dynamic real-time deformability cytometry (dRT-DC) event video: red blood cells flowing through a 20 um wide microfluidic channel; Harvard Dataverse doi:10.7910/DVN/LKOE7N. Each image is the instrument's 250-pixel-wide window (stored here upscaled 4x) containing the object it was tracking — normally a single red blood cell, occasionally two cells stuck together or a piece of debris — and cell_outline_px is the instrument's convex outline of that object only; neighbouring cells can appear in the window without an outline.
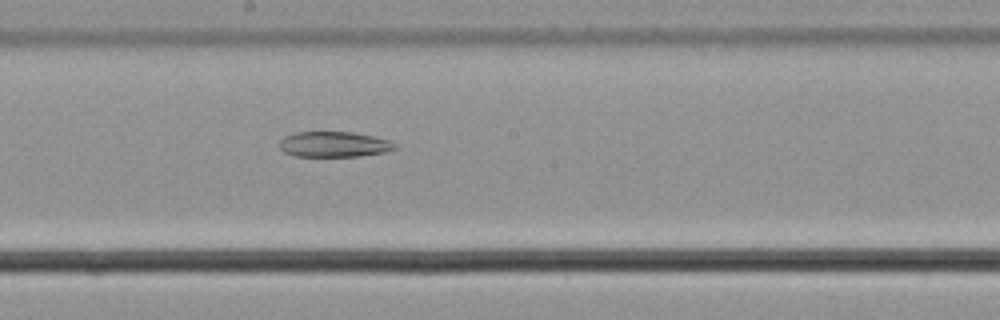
{"species": "common noctule bat (a hibernating species)", "species_latin": "Nyctalus noctula", "temperature_condition": "cold", "stored_images_in_passage": 55, "camera_frame_rate_fps": 3000, "um_per_image_px": 0.085, "animal": {"sex": "male", "body_mass_g": 21.5, "forearm_length_mm": 52.0}, "frame": {"image": 1, "passage_image": 30, "time_ms": 9.667, "image_size_px": [1000, 320], "cell_outline_px": [[396, 148], [384, 152], [360, 156], [296, 156], [284, 152], [280, 148], [280, 140], [284, 136], [296, 132], [352, 132], [372, 136], [388, 140], [396, 144]], "centroid_in_image_um": [28.37, 12.26], "position_along_channel_um": 219.8, "area_um2": 16.99}}
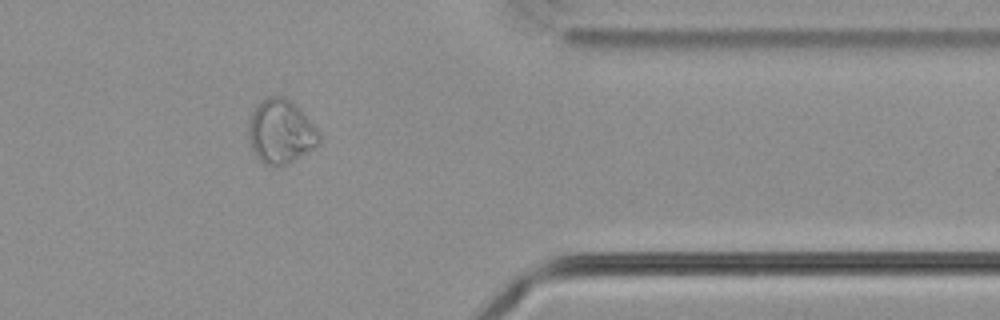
{"frame": {"image": 2, "passage_image": 45, "time_ms": 14.667, "image_size_px": [1000, 320], "cell_outline_px": [[320, 144], [316, 148], [288, 164], [280, 168], [272, 168], [264, 164], [256, 156], [252, 148], [248, 132], [248, 120], [256, 104], [268, 96], [284, 96], [320, 132]], "centroid_in_image_um": [23.85, 11.25], "position_along_channel_um": 387.6, "area_um2": 26.47}}
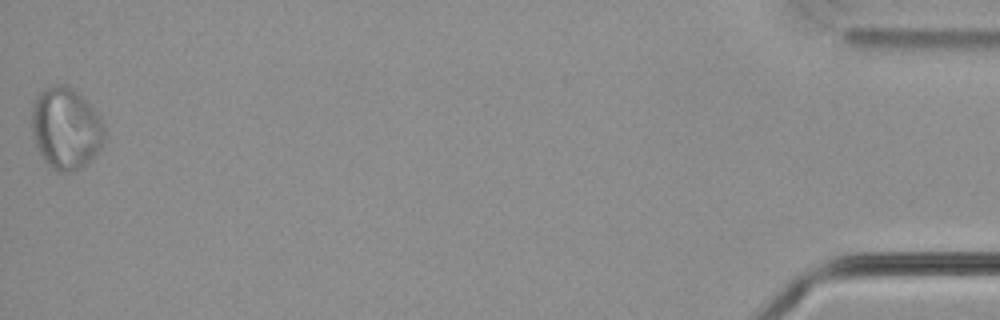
{"frame": {"image": 3, "passage_image": 55, "time_ms": 18.0, "image_size_px": [1000, 320], "cell_outline_px": [[104, 140], [100, 148], [80, 168], [72, 172], [56, 172], [44, 160], [36, 144], [32, 132], [32, 108], [36, 96], [48, 84], [64, 84], [72, 88], [100, 116], [104, 128]], "centroid_in_image_um": [5.57, 10.89], "position_along_channel_um": 429.6, "area_um2": 34.28}}